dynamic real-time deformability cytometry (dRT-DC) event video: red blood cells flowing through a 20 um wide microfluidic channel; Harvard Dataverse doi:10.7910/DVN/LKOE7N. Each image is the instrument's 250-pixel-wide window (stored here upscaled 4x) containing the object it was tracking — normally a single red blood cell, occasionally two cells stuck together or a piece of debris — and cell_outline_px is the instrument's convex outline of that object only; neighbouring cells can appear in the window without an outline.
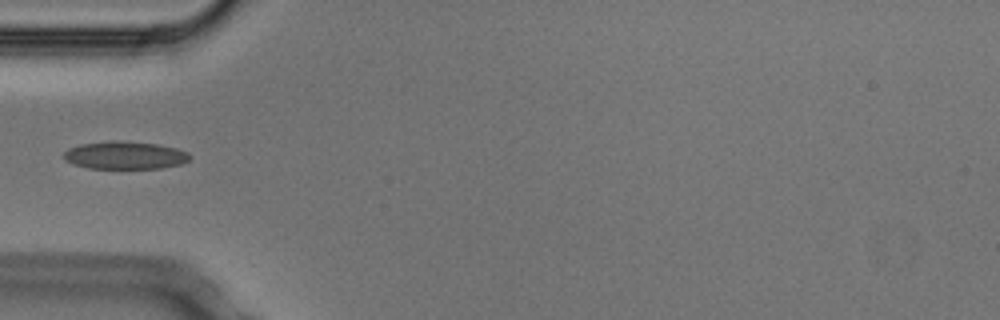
{"species": "Egyptian fruit bat (a non-hibernating species)", "species_latin": "Rousettus aegyptiacus", "temperature_condition": "cold", "stored_images_in_passage": 4, "camera_frame_rate_fps": 3000, "um_per_image_px": 0.085, "animal": {"sex": "male"}, "frame": {"image": 1, "passage_image": 4, "time_ms": 1.0, "image_size_px": [1000, 320], "cell_outline_px": [[192, 156], [188, 160], [180, 164], [160, 168], [88, 168], [72, 164], [64, 160], [64, 152], [68, 148], [80, 144], [112, 140], [120, 140], [160, 144], [176, 148], [188, 152]], "centroid_in_image_um": [10.61, 13.18], "position_along_channel_um": 74.4, "area_um2": 20.58}}